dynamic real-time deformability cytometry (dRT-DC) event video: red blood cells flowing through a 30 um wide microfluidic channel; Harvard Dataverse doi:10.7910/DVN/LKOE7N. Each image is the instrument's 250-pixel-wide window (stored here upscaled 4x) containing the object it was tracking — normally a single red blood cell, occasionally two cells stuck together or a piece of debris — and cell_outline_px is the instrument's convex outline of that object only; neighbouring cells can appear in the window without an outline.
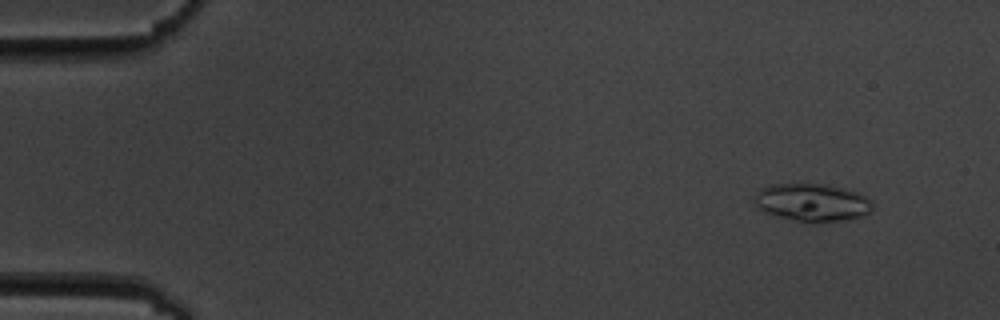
{"species": "common noctule bat (a hibernating species)", "species_latin": "Nyctalus noctula", "temperature_condition": "cold", "stored_images_in_passage": 2, "camera_frame_rate_fps": 3000, "um_per_image_px": 0.085, "animal": {"sex": "male", "body_mass_g": 19.5, "forearm_length_mm": 54.6}, "frame": {"image": 1, "passage_image": 2, "time_ms": 2.0, "image_size_px": [1000, 320], "cell_outline_px": [[872, 208], [864, 216], [840, 220], [796, 220], [776, 216], [764, 212], [752, 200], [756, 192], [768, 184], [824, 184], [856, 192], [872, 200]], "centroid_in_image_um": [68.99, 17.18], "position_along_channel_um": 16.0, "area_um2": 25.37}}